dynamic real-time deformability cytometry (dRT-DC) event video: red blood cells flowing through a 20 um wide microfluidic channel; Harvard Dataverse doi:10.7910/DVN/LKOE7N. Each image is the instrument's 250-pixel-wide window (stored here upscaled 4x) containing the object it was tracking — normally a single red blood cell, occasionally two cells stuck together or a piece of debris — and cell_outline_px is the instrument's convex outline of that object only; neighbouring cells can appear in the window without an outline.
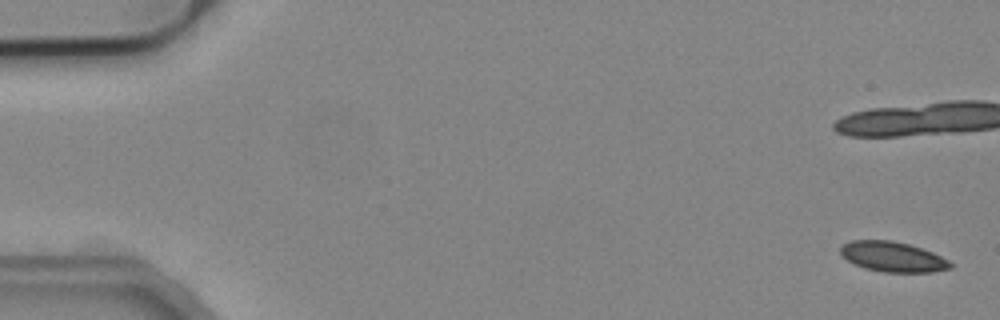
{"species": "common noctule bat (a hibernating species)", "species_latin": "Nyctalus noctula", "temperature_condition": "cold", "stored_images_in_passage": 8, "camera_frame_rate_fps": 3000, "um_per_image_px": 0.085, "animal": {"sex": "male", "body_mass_g": 19.2, "forearm_length_mm": 51.8}, "frame": {"image": 1, "passage_image": 1, "time_ms": 0.0, "image_size_px": [1000, 320], "cell_outline_px": [[952, 268], [932, 272], [884, 272], [864, 268], [848, 260], [840, 252], [840, 248], [844, 244], [852, 240], [892, 240], [908, 244], [932, 252], [948, 260], [952, 264]], "centroid_in_image_um": [75.89, 21.83], "position_along_channel_um": 9.1, "area_um2": 19.07}}